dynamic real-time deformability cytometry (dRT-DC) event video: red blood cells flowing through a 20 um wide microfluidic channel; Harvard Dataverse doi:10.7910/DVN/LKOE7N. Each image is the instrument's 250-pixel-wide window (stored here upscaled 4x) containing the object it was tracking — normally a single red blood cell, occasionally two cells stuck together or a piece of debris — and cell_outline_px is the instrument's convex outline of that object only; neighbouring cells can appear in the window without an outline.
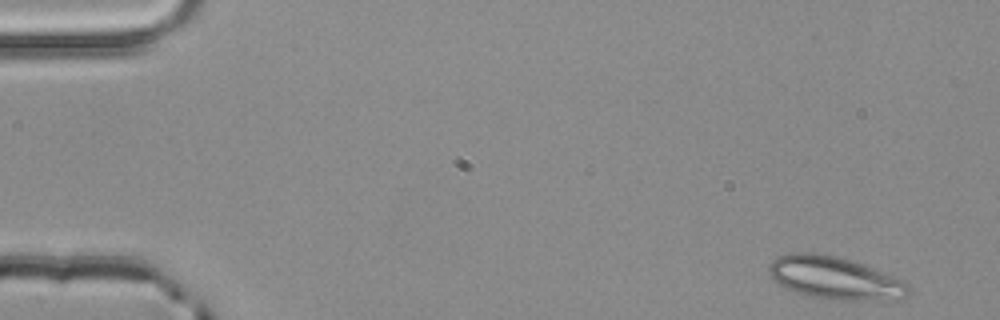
{"species": "common noctule bat (a hibernating species)", "species_latin": "Nyctalus noctula", "temperature_condition": "room temperature", "stored_images_in_passage": 4, "camera_frame_rate_fps": 3000, "um_per_image_px": 0.085, "animal": {"sex": "male", "body_mass_g": 20.4}, "frame": {"image": 1, "passage_image": 1, "time_ms": 0.0, "image_size_px": [1000, 320], "cell_outline_px": [[912, 292], [908, 296], [900, 300], [848, 300], [808, 296], [796, 292], [780, 284], [768, 272], [768, 264], [776, 256], [792, 252], [812, 252], [836, 256], [852, 260], [908, 280], [912, 288]], "centroid_in_image_um": [71.07, 23.62], "position_along_channel_um": 13.9, "area_um2": 35.32}}